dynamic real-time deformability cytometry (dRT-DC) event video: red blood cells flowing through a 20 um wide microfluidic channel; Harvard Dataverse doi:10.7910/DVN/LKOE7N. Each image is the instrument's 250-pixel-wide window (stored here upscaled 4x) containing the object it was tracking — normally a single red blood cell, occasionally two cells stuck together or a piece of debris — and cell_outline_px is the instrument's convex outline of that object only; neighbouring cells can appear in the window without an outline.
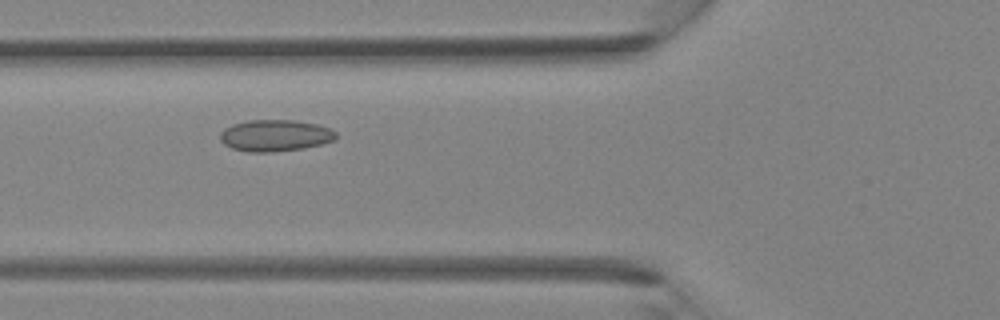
{"species": "Egyptian fruit bat (a non-hibernating species)", "species_latin": "Rousettus aegyptiacus", "temperature_condition": "room temperature", "stored_images_in_passage": 36, "camera_frame_rate_fps": 3000, "um_per_image_px": 0.085, "animal": {"sex": "female"}, "frame": {"image": 1, "passage_image": 11, "time_ms": 3.333, "image_size_px": [1000, 320], "cell_outline_px": [[336, 140], [304, 148], [272, 152], [248, 152], [232, 148], [224, 144], [220, 140], [220, 132], [224, 128], [232, 124], [248, 120], [296, 120], [316, 124], [328, 128], [336, 132]], "centroid_in_image_um": [23.36, 11.52], "position_along_channel_um": 102.4, "area_um2": 21.39}}
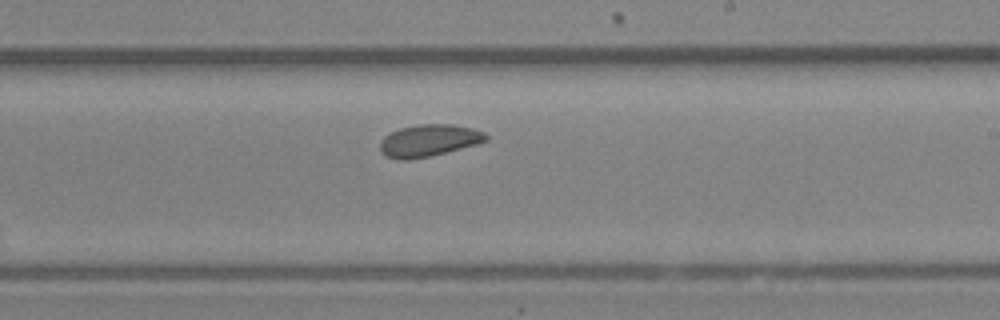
{"frame": {"image": 2, "passage_image": 20, "time_ms": 6.333, "image_size_px": [1000, 320], "cell_outline_px": [[488, 140], [476, 144], [432, 156], [408, 160], [396, 160], [384, 156], [380, 152], [380, 140], [384, 136], [400, 128], [416, 124], [452, 124], [472, 128], [484, 132], [488, 136]], "centroid_in_image_um": [36.41, 11.95], "position_along_channel_um": 252.6, "area_um2": 20.0}}
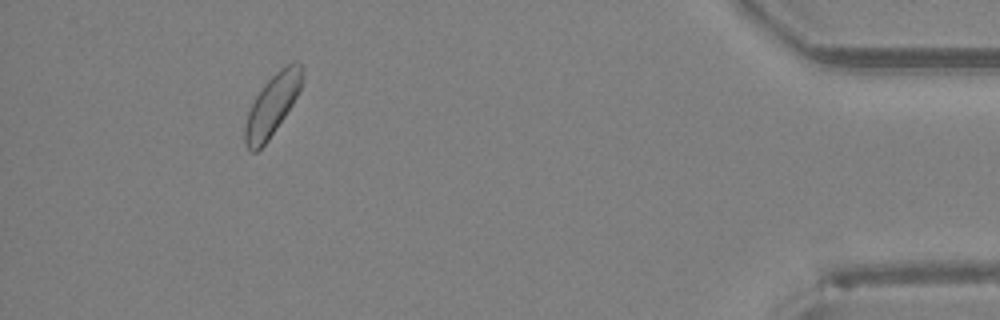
{"frame": {"image": 3, "passage_image": 33, "time_ms": 10.667, "image_size_px": [1000, 320], "cell_outline_px": [[304, 68], [300, 88], [292, 104], [268, 140], [256, 152], [252, 152], [244, 144], [244, 128], [248, 112], [256, 96], [264, 84], [280, 68], [292, 60], [296, 60]], "centroid_in_image_um": [23.13, 8.91], "position_along_channel_um": 412.1, "area_um2": 20.11}}